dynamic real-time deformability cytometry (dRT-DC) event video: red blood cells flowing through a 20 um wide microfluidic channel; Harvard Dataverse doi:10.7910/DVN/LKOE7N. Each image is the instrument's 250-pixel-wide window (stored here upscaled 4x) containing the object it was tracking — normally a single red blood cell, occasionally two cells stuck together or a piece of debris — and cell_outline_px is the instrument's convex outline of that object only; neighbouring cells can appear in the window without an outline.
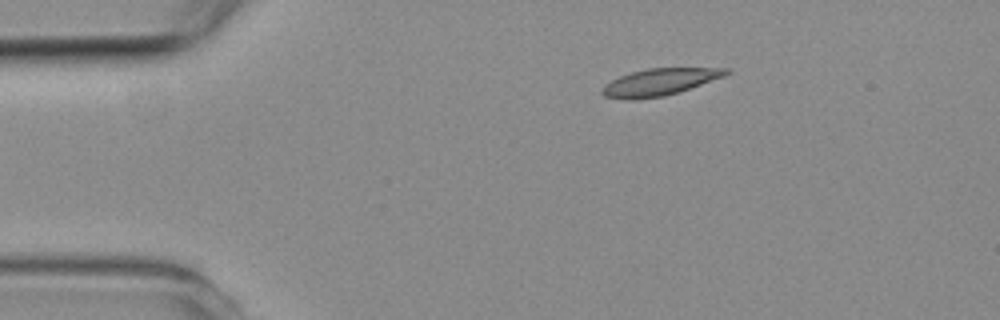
{"species": "common noctule bat (a hibernating species)", "species_latin": "Nyctalus noctula", "temperature_condition": "room temperature", "stored_images_in_passage": 2, "camera_frame_rate_fps": 3000, "um_per_image_px": 0.085, "animal": {"sex": "female", "body_mass_g": 19.3, "forearm_length_mm": 54.1}, "frame": {"image": 1, "passage_image": 2, "time_ms": 1.333, "image_size_px": [1000, 320], "cell_outline_px": [[732, 72], [724, 76], [664, 96], [632, 100], [628, 100], [604, 96], [600, 92], [604, 84], [620, 76], [632, 72], [648, 68], [728, 68]], "centroid_in_image_um": [56.02, 6.97], "position_along_channel_um": 29.0, "area_um2": 19.19}}